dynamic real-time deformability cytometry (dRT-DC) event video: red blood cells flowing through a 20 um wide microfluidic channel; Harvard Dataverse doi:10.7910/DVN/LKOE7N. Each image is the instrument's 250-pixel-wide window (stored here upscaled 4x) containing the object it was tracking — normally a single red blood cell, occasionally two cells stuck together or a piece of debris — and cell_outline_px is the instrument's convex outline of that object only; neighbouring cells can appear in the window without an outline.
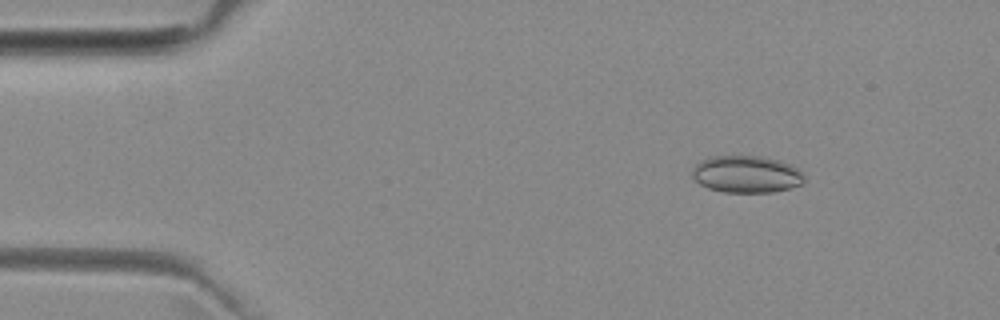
{"species": "common noctule bat (a hibernating species)", "species_latin": "Nyctalus noctula", "temperature_condition": "room temperature", "stored_images_in_passage": 6, "camera_frame_rate_fps": 3000, "um_per_image_px": 0.085, "animal": {"sex": "female", "body_mass_g": 29.2, "forearm_length_mm": 56.3}, "frame": {"image": 1, "passage_image": 2, "time_ms": 1.333, "image_size_px": [1000, 320], "cell_outline_px": [[804, 184], [772, 192], [724, 192], [708, 188], [700, 184], [692, 176], [692, 168], [700, 160], [712, 156], [760, 156], [780, 160], [796, 168], [804, 176]], "centroid_in_image_um": [63.42, 14.81], "position_along_channel_um": 21.6, "area_um2": 24.16}}
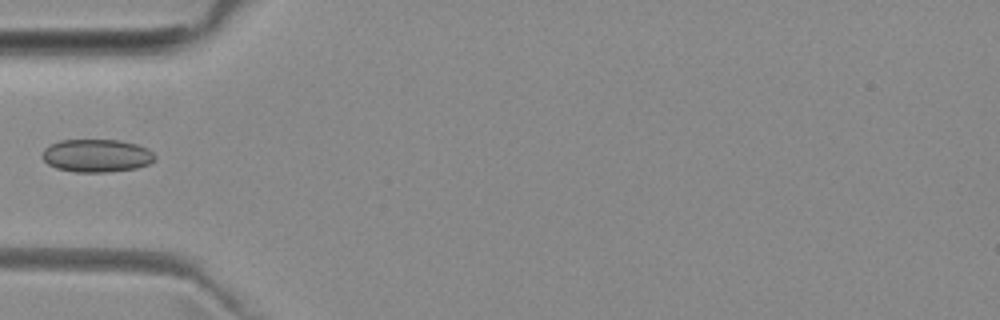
{"frame": {"image": 2, "passage_image": 5, "time_ms": 4.667, "image_size_px": [1000, 320], "cell_outline_px": [[156, 160], [148, 164], [136, 168], [108, 172], [76, 172], [56, 168], [48, 164], [40, 156], [44, 148], [60, 140], [120, 140], [136, 144], [148, 148], [156, 156]], "centroid_in_image_um": [8.22, 13.23], "position_along_channel_um": 76.8, "area_um2": 21.73}}
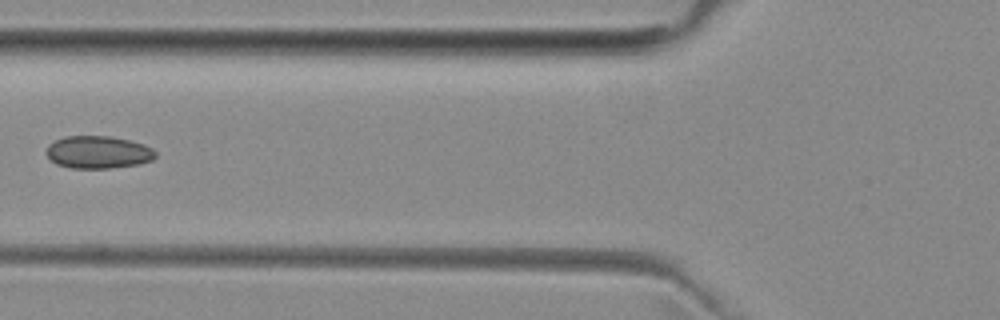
{"frame": {"image": 3, "passage_image": 6, "time_ms": 5.667, "image_size_px": [1000, 320], "cell_outline_px": [[156, 156], [152, 160], [140, 164], [112, 168], [68, 168], [56, 164], [44, 152], [48, 144], [64, 136], [112, 136], [144, 144], [152, 148], [156, 152]], "centroid_in_image_um": [8.33, 12.94], "position_along_channel_um": 117.5, "area_um2": 20.92}}